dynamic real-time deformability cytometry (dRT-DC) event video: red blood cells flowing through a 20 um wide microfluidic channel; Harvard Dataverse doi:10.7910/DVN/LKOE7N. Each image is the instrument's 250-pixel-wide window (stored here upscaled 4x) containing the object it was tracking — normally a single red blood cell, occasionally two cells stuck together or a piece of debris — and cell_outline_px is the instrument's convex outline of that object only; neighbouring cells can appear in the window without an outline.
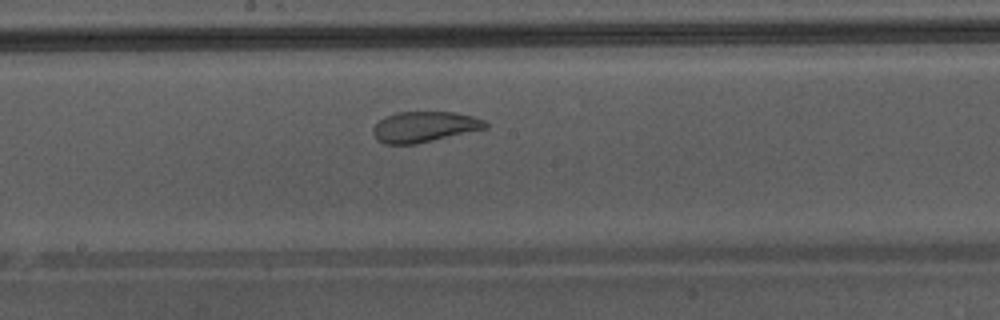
{"species": "Egyptian fruit bat (a non-hibernating species)", "species_latin": "Rousettus aegyptiacus", "temperature_condition": "warm", "stored_images_in_passage": 38, "camera_frame_rate_fps": 3000, "um_per_image_px": 0.085, "animal": {"sex": "male"}, "frame": {"image": 1, "passage_image": 17, "time_ms": 5.333, "image_size_px": [1000, 320], "cell_outline_px": [[488, 128], [416, 144], [384, 144], [376, 140], [372, 132], [372, 128], [384, 116], [396, 112], [456, 112], [472, 116], [484, 120], [488, 124]], "centroid_in_image_um": [36.05, 10.78], "position_along_channel_um": 212.2, "area_um2": 20.23}, "authors_computed_cell_mechanics": {"area_um2": 24.3338, "velocity_mm_per_s": 4.3159, "shape_relaxation_time_tau1_ms": null, "shape_relaxation_time_tau2_ms": 0.7324, "deformation_change_tau1": null, "deformation_change_tau2": 0.0733}}